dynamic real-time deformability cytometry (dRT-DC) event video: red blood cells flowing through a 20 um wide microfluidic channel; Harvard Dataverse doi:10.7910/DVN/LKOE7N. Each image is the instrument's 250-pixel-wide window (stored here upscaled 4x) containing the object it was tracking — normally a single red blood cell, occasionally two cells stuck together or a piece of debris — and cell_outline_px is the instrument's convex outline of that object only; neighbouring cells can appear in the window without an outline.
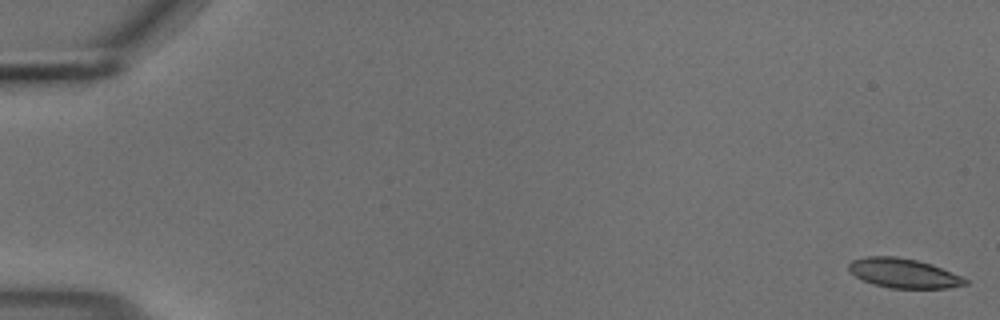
{"species": "common noctule bat (a hibernating species)", "species_latin": "Nyctalus noctula", "temperature_condition": "cold", "stored_images_in_passage": 55, "camera_frame_rate_fps": 3000, "um_per_image_px": 0.085, "animal": {"sex": "male", "body_mass_g": 18.8}, "frame": {"image": 1, "passage_image": 1, "time_ms": 0.0, "image_size_px": [1000, 320], "cell_outline_px": [[968, 284], [948, 288], [892, 288], [876, 284], [864, 280], [856, 276], [848, 268], [848, 264], [852, 260], [868, 256], [896, 256], [916, 260], [932, 264], [960, 276], [968, 280]], "centroid_in_image_um": [76.82, 23.21], "position_along_channel_um": 8.2, "area_um2": 19.71}}
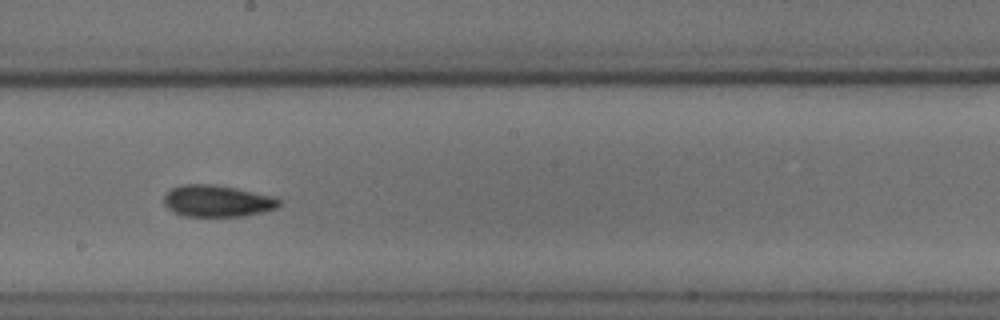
{"frame": {"image": 2, "passage_image": 32, "time_ms": 10.333, "image_size_px": [1000, 320], "cell_outline_px": [[284, 200], [276, 208], [264, 212], [244, 216], [184, 216], [172, 212], [164, 204], [164, 196], [172, 188], [180, 184], [212, 184], [236, 188], [276, 196]], "centroid_in_image_um": [18.51, 17.08], "position_along_channel_um": 229.7, "area_um2": 21.56}}
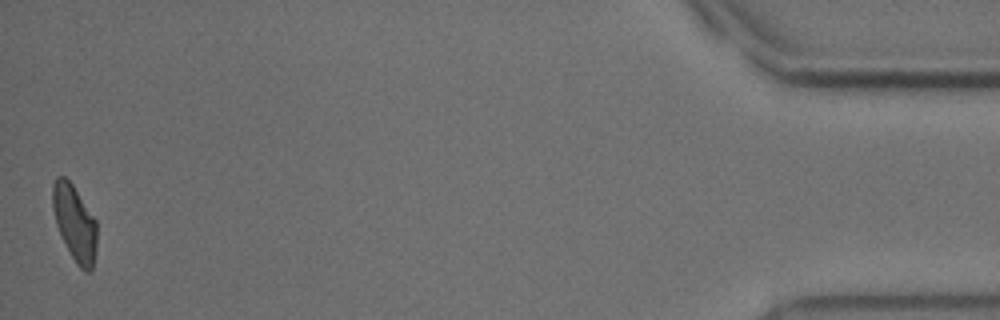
{"frame": {"image": 3, "passage_image": 55, "time_ms": 18.0, "image_size_px": [1000, 320], "cell_outline_px": [[96, 252], [92, 268], [88, 272], [84, 272], [76, 264], [56, 224], [52, 208], [52, 184], [56, 176], [64, 176], [72, 184], [96, 220]], "centroid_in_image_um": [6.34, 18.94], "position_along_channel_um": 428.9, "area_um2": 19.36}, "authors_computed_cell_mechanics": {"area_um2": 20.6346, "velocity_mm_per_s": 3.6924, "shape_relaxation_time_tau1_ms": 6.017, "shape_relaxation_time_tau2_ms": 3.4985, "deformation_change_tau1": 0.133, "deformation_change_tau2": 0.0791}}